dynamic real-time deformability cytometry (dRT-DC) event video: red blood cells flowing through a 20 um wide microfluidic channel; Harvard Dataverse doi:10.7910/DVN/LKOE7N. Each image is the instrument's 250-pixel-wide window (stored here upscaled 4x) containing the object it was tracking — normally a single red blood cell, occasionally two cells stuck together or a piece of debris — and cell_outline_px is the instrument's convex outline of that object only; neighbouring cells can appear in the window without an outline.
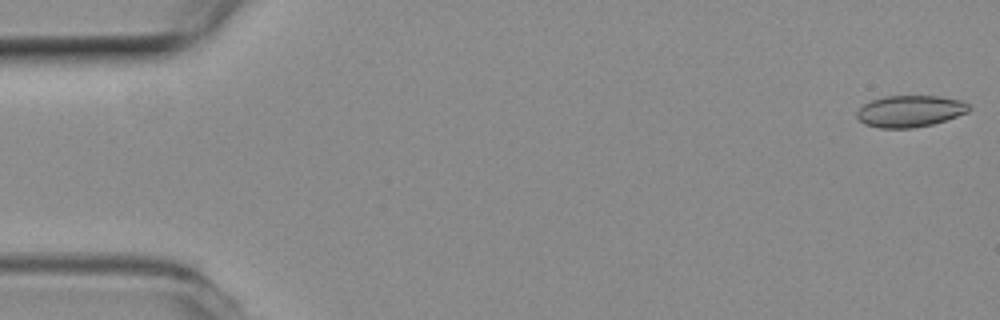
{"species": "common noctule bat (a hibernating species)", "species_latin": "Nyctalus noctula", "temperature_condition": "room temperature", "stored_images_in_passage": 4, "camera_frame_rate_fps": 3000, "um_per_image_px": 0.085, "animal": {"sex": "female", "body_mass_g": 19.3, "forearm_length_mm": 54.1}, "frame": {"image": 1, "passage_image": 1, "time_ms": 0.0, "image_size_px": [1000, 320], "cell_outline_px": [[972, 108], [968, 112], [932, 124], [912, 128], [880, 128], [864, 124], [856, 116], [856, 112], [864, 104], [872, 100], [884, 96], [940, 96], [964, 100]], "centroid_in_image_um": [77.36, 9.44], "position_along_channel_um": 7.6, "area_um2": 20.69}}
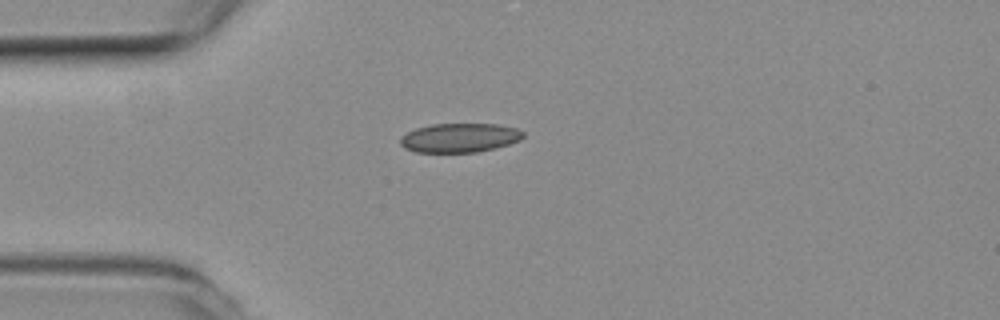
{"frame": {"image": 2, "passage_image": 4, "time_ms": 1.0, "image_size_px": [1000, 320], "cell_outline_px": [[524, 136], [520, 140], [496, 148], [476, 152], [416, 152], [404, 148], [400, 144], [400, 136], [416, 128], [432, 124], [496, 124], [516, 128], [524, 132]], "centroid_in_image_um": [39.06, 11.71], "position_along_channel_um": 45.9, "area_um2": 20.87}}